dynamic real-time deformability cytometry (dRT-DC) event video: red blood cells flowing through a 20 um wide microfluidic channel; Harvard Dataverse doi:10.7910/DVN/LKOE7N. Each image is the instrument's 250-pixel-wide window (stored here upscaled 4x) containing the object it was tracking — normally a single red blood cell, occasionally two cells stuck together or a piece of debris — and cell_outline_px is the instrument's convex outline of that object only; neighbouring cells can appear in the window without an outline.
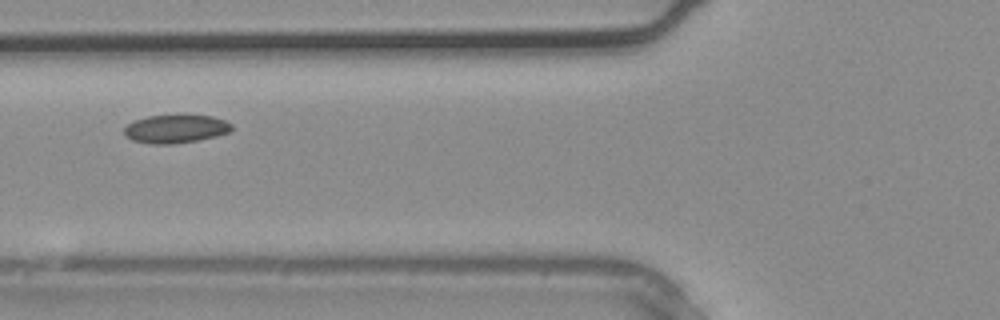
{"species": "common noctule bat (a hibernating species)", "species_latin": "Nyctalus noctula", "temperature_condition": "warm", "stored_images_in_passage": 3, "camera_frame_rate_fps": 3000, "um_per_image_px": 0.085, "animal": {"sex": "male", "body_mass_g": 20.4}, "frame": {"image": 1, "passage_image": 3, "time_ms": 0.667, "image_size_px": [1000, 320], "cell_outline_px": [[232, 128], [228, 132], [216, 136], [176, 144], [152, 144], [132, 140], [124, 136], [124, 128], [128, 124], [136, 120], [148, 116], [212, 116], [224, 120], [232, 124]], "centroid_in_image_um": [14.9, 10.97], "position_along_channel_um": 110.9, "area_um2": 17.46}}